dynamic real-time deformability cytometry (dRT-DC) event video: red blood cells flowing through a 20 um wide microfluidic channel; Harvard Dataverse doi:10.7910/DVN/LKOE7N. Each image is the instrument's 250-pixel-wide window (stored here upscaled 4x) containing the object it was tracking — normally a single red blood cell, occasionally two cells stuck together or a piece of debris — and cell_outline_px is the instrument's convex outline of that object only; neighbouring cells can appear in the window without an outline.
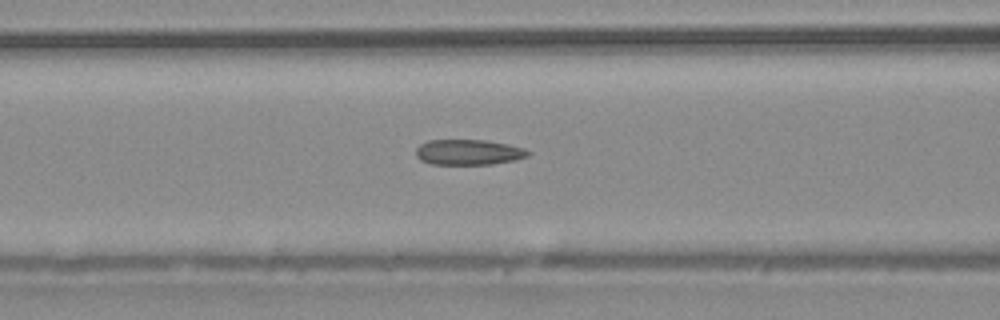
{"species": "common noctule bat (a hibernating species)", "species_latin": "Nyctalus noctula", "temperature_condition": "warm", "stored_images_in_passage": 51, "camera_frame_rate_fps": 3000, "um_per_image_px": 0.085, "animal": {"sex": "male", "body_mass_g": 20.4}, "frame": {"image": 1, "passage_image": 21, "time_ms": 6.667, "image_size_px": [1000, 320], "cell_outline_px": [[532, 152], [528, 156], [516, 160], [492, 164], [428, 164], [420, 160], [416, 156], [416, 148], [420, 144], [428, 140], [484, 140], [508, 144], [524, 148]], "centroid_in_image_um": [39.82, 12.94], "position_along_channel_um": 126.8, "area_um2": 16.76}}
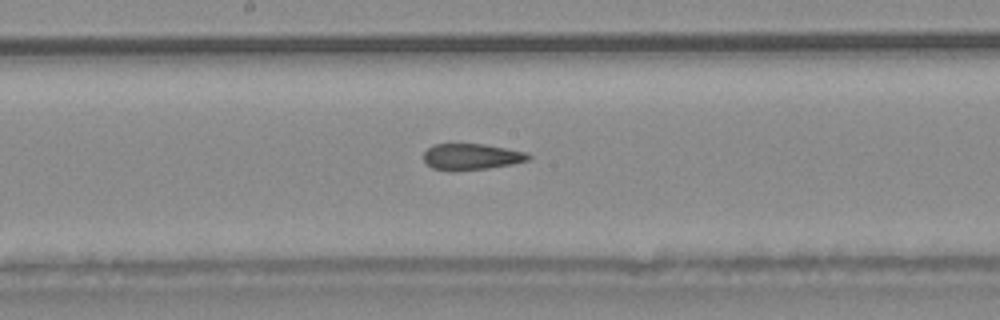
{"frame": {"image": 2, "passage_image": 27, "time_ms": 8.667, "image_size_px": [1000, 320], "cell_outline_px": [[532, 156], [528, 160], [512, 164], [488, 168], [452, 172], [432, 168], [424, 160], [424, 152], [428, 148], [436, 144], [484, 144], [528, 152]], "centroid_in_image_um": [40.08, 13.33], "position_along_channel_um": 208.1, "area_um2": 16.13}}
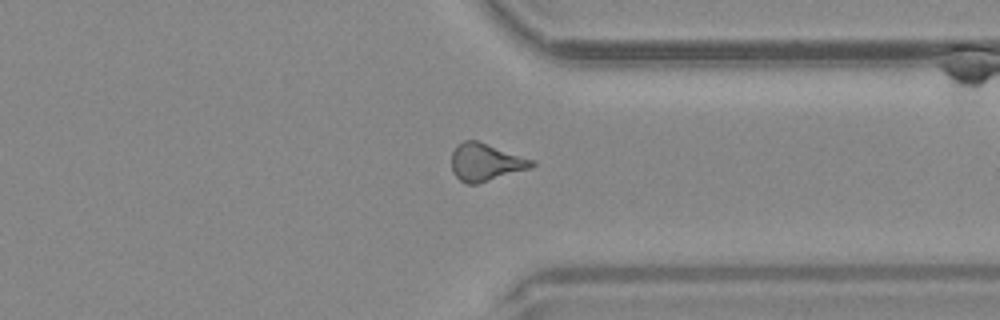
{"frame": {"image": 3, "passage_image": 39, "time_ms": 12.667, "image_size_px": [1000, 320], "cell_outline_px": [[536, 164], [532, 168], [476, 184], [468, 184], [460, 180], [452, 172], [452, 152], [456, 144], [464, 140], [476, 140], [536, 160]], "centroid_in_image_um": [41.3, 13.78], "position_along_channel_um": 370.1, "area_um2": 17.69}, "authors_computed_cell_mechanics": {"area_um2": 17.1088, "velocity_mm_per_s": 4.0734, "shape_relaxation_time_tau1_ms": null, "shape_relaxation_time_tau2_ms": 1.9506, "deformation_change_tau1": null, "deformation_change_tau2": 0.0899}}